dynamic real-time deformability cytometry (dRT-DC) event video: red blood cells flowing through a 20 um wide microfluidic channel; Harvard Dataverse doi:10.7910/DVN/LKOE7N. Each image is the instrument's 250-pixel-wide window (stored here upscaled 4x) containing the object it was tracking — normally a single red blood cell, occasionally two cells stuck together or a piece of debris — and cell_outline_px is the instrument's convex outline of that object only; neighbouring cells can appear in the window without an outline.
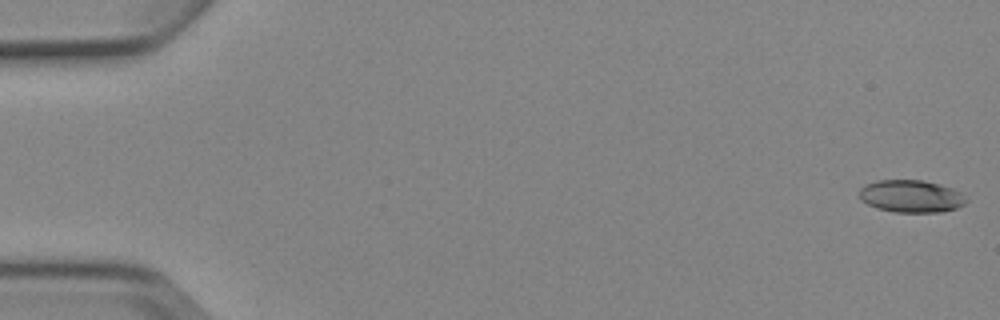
{"species": "Egyptian fruit bat (a non-hibernating species)", "species_latin": "Rousettus aegyptiacus", "temperature_condition": "cold", "stored_images_in_passage": 6, "camera_frame_rate_fps": 3000, "um_per_image_px": 0.085, "animal": {"sex": "female"}, "frame": {"image": 1, "passage_image": 1, "time_ms": 0.0, "image_size_px": [1000, 320], "cell_outline_px": [[968, 200], [964, 204], [956, 208], [940, 212], [896, 212], [876, 208], [860, 200], [860, 188], [864, 184], [876, 180], [924, 180], [940, 184], [952, 188], [960, 192]], "centroid_in_image_um": [77.43, 16.67], "position_along_channel_um": 7.6, "area_um2": 20.29}}